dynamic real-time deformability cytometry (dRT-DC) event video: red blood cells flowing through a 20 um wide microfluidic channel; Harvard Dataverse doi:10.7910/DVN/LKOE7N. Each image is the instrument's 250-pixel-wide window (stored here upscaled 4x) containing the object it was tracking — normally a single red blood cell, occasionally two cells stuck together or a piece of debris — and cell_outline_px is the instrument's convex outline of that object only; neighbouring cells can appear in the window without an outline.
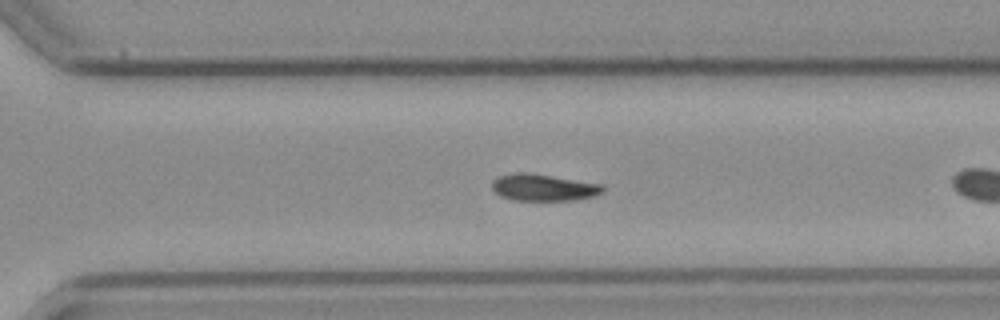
{"species": "common noctule bat (a hibernating species)", "species_latin": "Nyctalus noctula", "temperature_condition": "cold", "stored_images_in_passage": 40, "camera_frame_rate_fps": 3000, "um_per_image_px": 0.085, "animal": {"sex": "female", "body_mass_g": 21.9}, "frame": {"image": 1, "passage_image": 23, "time_ms": 7.333, "image_size_px": [1000, 320], "cell_outline_px": [[604, 192], [592, 196], [576, 200], [512, 200], [500, 196], [492, 188], [492, 180], [496, 176], [520, 172], [528, 172], [604, 184]], "centroid_in_image_um": [46.19, 15.93], "position_along_channel_um": 324.4, "area_um2": 17.46}, "authors_computed_cell_mechanics": {"area_um2": 17.6579, "velocity_mm_per_s": 3.9023, "shape_relaxation_time_tau1_ms": 4.1953, "shape_relaxation_time_tau2_ms": null, "deformation_change_tau1": 0.0973, "deformation_change_tau2": null}}